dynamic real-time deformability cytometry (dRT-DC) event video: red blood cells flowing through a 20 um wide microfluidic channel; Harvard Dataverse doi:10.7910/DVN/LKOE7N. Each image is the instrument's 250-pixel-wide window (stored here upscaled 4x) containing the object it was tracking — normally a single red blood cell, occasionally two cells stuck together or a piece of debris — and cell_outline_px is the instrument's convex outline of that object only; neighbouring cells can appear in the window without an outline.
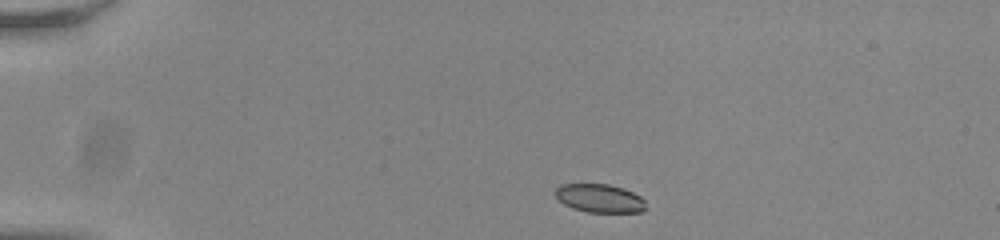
{"species": "common noctule bat (a hibernating species)", "species_latin": "Nyctalus noctula", "temperature_condition": "room temperature", "stored_images_in_passage": 44, "camera_frame_rate_fps": 3000, "um_per_image_px": 0.085, "animal": {"sex": "male", "body_mass_g": 20.0, "forearm_length_mm": 53.3}, "frame": {"image": 1, "passage_image": 1, "time_ms": 0.0, "image_size_px": [1000, 240], "cell_outline_px": [[648, 208], [640, 212], [588, 212], [572, 208], [564, 204], [556, 196], [556, 188], [560, 184], [608, 184], [624, 188], [640, 196], [644, 200]], "centroid_in_image_um": [51.0, 16.85], "position_along_channel_um": 34.0, "area_um2": 15.03}}
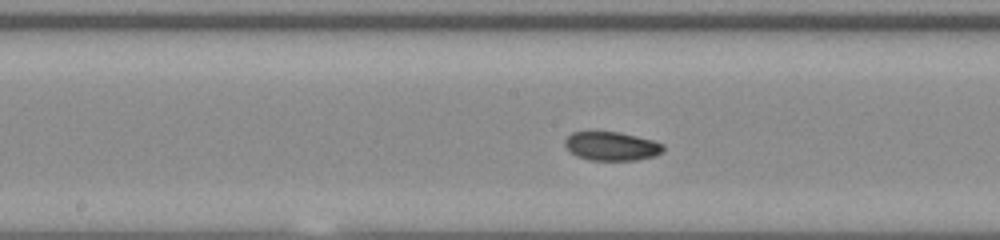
{"frame": {"image": 2, "passage_image": 19, "time_ms": 6.0, "image_size_px": [1000, 240], "cell_outline_px": [[664, 152], [656, 156], [636, 160], [588, 160], [576, 156], [564, 144], [564, 140], [572, 132], [620, 132], [652, 140], [664, 144]], "centroid_in_image_um": [52.01, 12.43], "position_along_channel_um": 196.2, "area_um2": 16.53}}
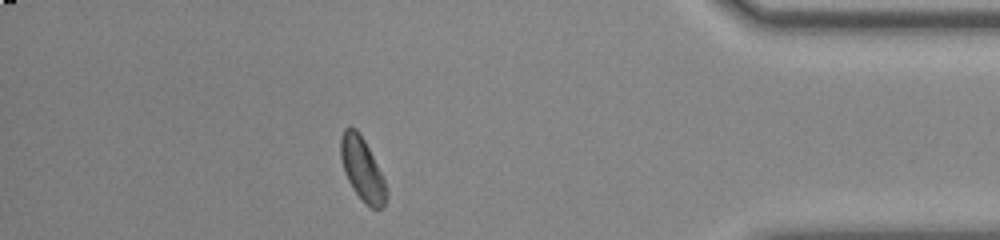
{"frame": {"image": 3, "passage_image": 38, "time_ms": 12.333, "image_size_px": [1000, 240], "cell_outline_px": [[388, 192], [384, 204], [380, 208], [372, 208], [352, 188], [344, 172], [340, 156], [340, 140], [344, 128], [356, 128], [360, 132], [384, 180]], "centroid_in_image_um": [30.77, 14.34], "position_along_channel_um": 404.4, "area_um2": 16.3}, "authors_computed_cell_mechanics": {"area_um2": 16.7042, "velocity_mm_per_s": 3.8177, "shape_relaxation_time_tau1_ms": 2.6889, "shape_relaxation_time_tau2_ms": 4.369, "deformation_change_tau1": 0.0975, "deformation_change_tau2": 0.0755}}